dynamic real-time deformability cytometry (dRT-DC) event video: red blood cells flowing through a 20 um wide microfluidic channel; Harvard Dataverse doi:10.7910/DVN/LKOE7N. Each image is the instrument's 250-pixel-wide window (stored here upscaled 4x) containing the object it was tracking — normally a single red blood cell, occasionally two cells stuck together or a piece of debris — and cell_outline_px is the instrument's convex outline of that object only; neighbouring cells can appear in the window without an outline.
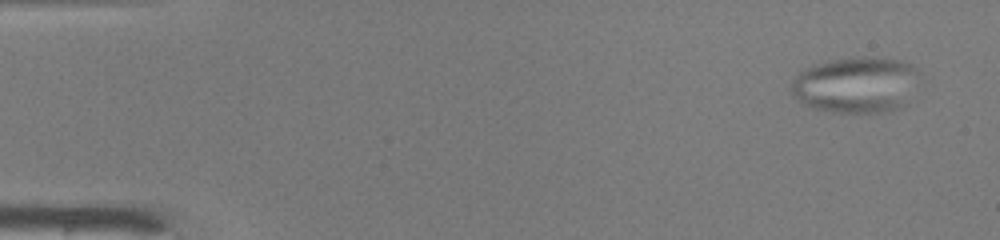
{"species": "common noctule bat (a hibernating species)", "species_latin": "Nyctalus noctula", "temperature_condition": "warm", "stored_images_in_passage": 49, "camera_frame_rate_fps": 3000, "um_per_image_px": 0.085, "animal": {"sex": "male", "body_mass_g": 19.0, "forearm_length_mm": 50.8}, "frame": {"image": 1, "passage_image": 1, "time_ms": 0.0, "image_size_px": [1000, 240], "cell_outline_px": [[916, 68], [900, 104], [896, 108], [888, 112], [836, 112], [816, 108], [804, 104], [792, 92], [792, 80], [800, 72], [812, 64], [856, 56], [864, 56], [900, 60], [912, 64]], "centroid_in_image_um": [72.61, 7.18], "position_along_channel_um": 12.4, "area_um2": 40.06}}
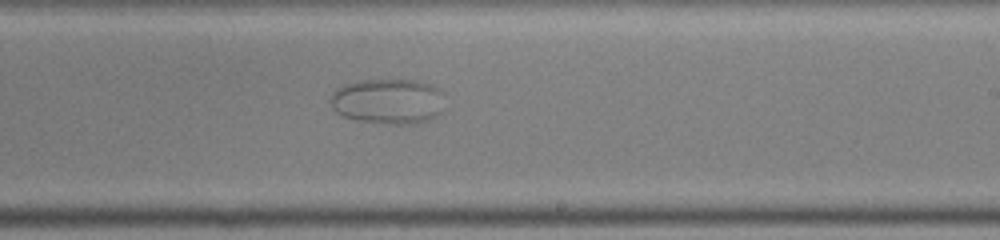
{"frame": {"image": 2, "passage_image": 29, "time_ms": 9.333, "image_size_px": [1000, 240], "cell_outline_px": [[444, 92], [440, 112], [436, 116], [428, 120], [412, 124], [388, 124], [356, 120], [344, 116], [336, 112], [332, 108], [328, 100], [332, 92], [336, 88], [344, 84], [364, 80], [420, 80], [432, 84]], "centroid_in_image_um": [32.97, 8.6], "position_along_channel_um": 256.0, "area_um2": 30.58}}
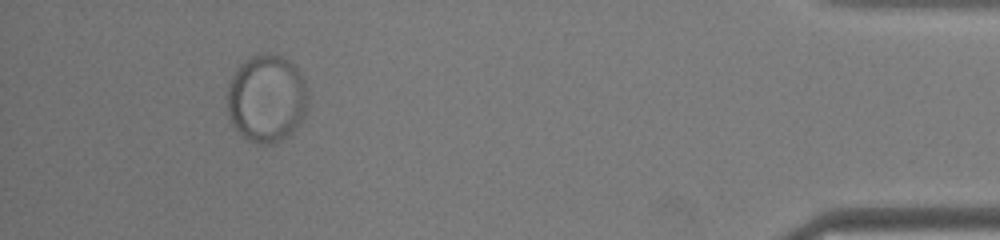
{"frame": {"image": 3, "passage_image": 45, "time_ms": 14.667, "image_size_px": [1000, 240], "cell_outline_px": [[308, 100], [304, 116], [296, 128], [288, 136], [276, 144], [256, 144], [248, 140], [236, 128], [228, 116], [228, 84], [236, 68], [244, 60], [260, 52], [272, 52], [288, 60], [304, 76], [308, 88]], "centroid_in_image_um": [22.69, 8.35], "position_along_channel_um": 412.5, "area_um2": 41.85}}